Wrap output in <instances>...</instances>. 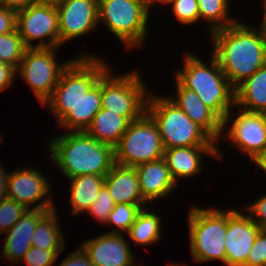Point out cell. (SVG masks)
<instances>
[{
    "label": "cell",
    "instance_id": "obj_45",
    "mask_svg": "<svg viewBox=\"0 0 266 266\" xmlns=\"http://www.w3.org/2000/svg\"><path fill=\"white\" fill-rule=\"evenodd\" d=\"M172 1H174V0H155L154 4H155V3H158V4L162 3L163 5H164V4H165V5H166V4L169 5V3L172 2Z\"/></svg>",
    "mask_w": 266,
    "mask_h": 266
},
{
    "label": "cell",
    "instance_id": "obj_5",
    "mask_svg": "<svg viewBox=\"0 0 266 266\" xmlns=\"http://www.w3.org/2000/svg\"><path fill=\"white\" fill-rule=\"evenodd\" d=\"M109 69L94 55L75 57L63 70L52 96L44 103L60 121Z\"/></svg>",
    "mask_w": 266,
    "mask_h": 266
},
{
    "label": "cell",
    "instance_id": "obj_37",
    "mask_svg": "<svg viewBox=\"0 0 266 266\" xmlns=\"http://www.w3.org/2000/svg\"><path fill=\"white\" fill-rule=\"evenodd\" d=\"M17 30V13L5 7L0 8V35Z\"/></svg>",
    "mask_w": 266,
    "mask_h": 266
},
{
    "label": "cell",
    "instance_id": "obj_41",
    "mask_svg": "<svg viewBox=\"0 0 266 266\" xmlns=\"http://www.w3.org/2000/svg\"><path fill=\"white\" fill-rule=\"evenodd\" d=\"M8 174L0 165V201L7 197V178Z\"/></svg>",
    "mask_w": 266,
    "mask_h": 266
},
{
    "label": "cell",
    "instance_id": "obj_27",
    "mask_svg": "<svg viewBox=\"0 0 266 266\" xmlns=\"http://www.w3.org/2000/svg\"><path fill=\"white\" fill-rule=\"evenodd\" d=\"M161 219L149 209L142 208L131 228L127 231L129 236L135 243L139 245H150L160 240Z\"/></svg>",
    "mask_w": 266,
    "mask_h": 266
},
{
    "label": "cell",
    "instance_id": "obj_30",
    "mask_svg": "<svg viewBox=\"0 0 266 266\" xmlns=\"http://www.w3.org/2000/svg\"><path fill=\"white\" fill-rule=\"evenodd\" d=\"M142 208H146V205H134L124 203L115 204L114 209L109 214V218L106 224L113 226L115 225L116 228L107 233H127Z\"/></svg>",
    "mask_w": 266,
    "mask_h": 266
},
{
    "label": "cell",
    "instance_id": "obj_34",
    "mask_svg": "<svg viewBox=\"0 0 266 266\" xmlns=\"http://www.w3.org/2000/svg\"><path fill=\"white\" fill-rule=\"evenodd\" d=\"M63 250H44L39 247L31 246L29 251L22 258V263L27 266H53L57 257Z\"/></svg>",
    "mask_w": 266,
    "mask_h": 266
},
{
    "label": "cell",
    "instance_id": "obj_14",
    "mask_svg": "<svg viewBox=\"0 0 266 266\" xmlns=\"http://www.w3.org/2000/svg\"><path fill=\"white\" fill-rule=\"evenodd\" d=\"M261 230L248 215L236 209L227 211L225 265L245 266L252 245Z\"/></svg>",
    "mask_w": 266,
    "mask_h": 266
},
{
    "label": "cell",
    "instance_id": "obj_4",
    "mask_svg": "<svg viewBox=\"0 0 266 266\" xmlns=\"http://www.w3.org/2000/svg\"><path fill=\"white\" fill-rule=\"evenodd\" d=\"M147 113L157 124L165 149L189 146H216V141L193 122L169 97L150 95Z\"/></svg>",
    "mask_w": 266,
    "mask_h": 266
},
{
    "label": "cell",
    "instance_id": "obj_20",
    "mask_svg": "<svg viewBox=\"0 0 266 266\" xmlns=\"http://www.w3.org/2000/svg\"><path fill=\"white\" fill-rule=\"evenodd\" d=\"M135 169L141 194L149 205L158 198L166 197L177 186L164 157L138 165Z\"/></svg>",
    "mask_w": 266,
    "mask_h": 266
},
{
    "label": "cell",
    "instance_id": "obj_32",
    "mask_svg": "<svg viewBox=\"0 0 266 266\" xmlns=\"http://www.w3.org/2000/svg\"><path fill=\"white\" fill-rule=\"evenodd\" d=\"M115 201L109 193V190L105 184L100 189L95 202L89 207L87 213H90L97 221L106 223L109 218V214L114 209Z\"/></svg>",
    "mask_w": 266,
    "mask_h": 266
},
{
    "label": "cell",
    "instance_id": "obj_26",
    "mask_svg": "<svg viewBox=\"0 0 266 266\" xmlns=\"http://www.w3.org/2000/svg\"><path fill=\"white\" fill-rule=\"evenodd\" d=\"M56 209L50 210L37 224L31 244L44 250H64L65 239L59 229Z\"/></svg>",
    "mask_w": 266,
    "mask_h": 266
},
{
    "label": "cell",
    "instance_id": "obj_1",
    "mask_svg": "<svg viewBox=\"0 0 266 266\" xmlns=\"http://www.w3.org/2000/svg\"><path fill=\"white\" fill-rule=\"evenodd\" d=\"M256 28L237 21L211 34L213 55L234 88L266 64V38Z\"/></svg>",
    "mask_w": 266,
    "mask_h": 266
},
{
    "label": "cell",
    "instance_id": "obj_15",
    "mask_svg": "<svg viewBox=\"0 0 266 266\" xmlns=\"http://www.w3.org/2000/svg\"><path fill=\"white\" fill-rule=\"evenodd\" d=\"M227 131L228 140L252 160L266 149V114L239 109Z\"/></svg>",
    "mask_w": 266,
    "mask_h": 266
},
{
    "label": "cell",
    "instance_id": "obj_7",
    "mask_svg": "<svg viewBox=\"0 0 266 266\" xmlns=\"http://www.w3.org/2000/svg\"><path fill=\"white\" fill-rule=\"evenodd\" d=\"M150 7L144 0H98V17L126 49L136 48L147 36Z\"/></svg>",
    "mask_w": 266,
    "mask_h": 266
},
{
    "label": "cell",
    "instance_id": "obj_29",
    "mask_svg": "<svg viewBox=\"0 0 266 266\" xmlns=\"http://www.w3.org/2000/svg\"><path fill=\"white\" fill-rule=\"evenodd\" d=\"M26 50L18 30L0 35V60L5 64L18 68Z\"/></svg>",
    "mask_w": 266,
    "mask_h": 266
},
{
    "label": "cell",
    "instance_id": "obj_33",
    "mask_svg": "<svg viewBox=\"0 0 266 266\" xmlns=\"http://www.w3.org/2000/svg\"><path fill=\"white\" fill-rule=\"evenodd\" d=\"M175 18L182 24H192L200 20L197 0H174L170 2Z\"/></svg>",
    "mask_w": 266,
    "mask_h": 266
},
{
    "label": "cell",
    "instance_id": "obj_47",
    "mask_svg": "<svg viewBox=\"0 0 266 266\" xmlns=\"http://www.w3.org/2000/svg\"><path fill=\"white\" fill-rule=\"evenodd\" d=\"M167 266H186V265H182V264H176V263H175V264H174V263H173V264H171V263H170V264H168Z\"/></svg>",
    "mask_w": 266,
    "mask_h": 266
},
{
    "label": "cell",
    "instance_id": "obj_44",
    "mask_svg": "<svg viewBox=\"0 0 266 266\" xmlns=\"http://www.w3.org/2000/svg\"><path fill=\"white\" fill-rule=\"evenodd\" d=\"M38 1L43 3L58 4L62 0H38Z\"/></svg>",
    "mask_w": 266,
    "mask_h": 266
},
{
    "label": "cell",
    "instance_id": "obj_36",
    "mask_svg": "<svg viewBox=\"0 0 266 266\" xmlns=\"http://www.w3.org/2000/svg\"><path fill=\"white\" fill-rule=\"evenodd\" d=\"M245 210L249 212L248 216L262 229H266V195L249 204Z\"/></svg>",
    "mask_w": 266,
    "mask_h": 266
},
{
    "label": "cell",
    "instance_id": "obj_2",
    "mask_svg": "<svg viewBox=\"0 0 266 266\" xmlns=\"http://www.w3.org/2000/svg\"><path fill=\"white\" fill-rule=\"evenodd\" d=\"M48 144L50 160L68 179L86 174L105 176L115 164L114 147L85 131L63 134Z\"/></svg>",
    "mask_w": 266,
    "mask_h": 266
},
{
    "label": "cell",
    "instance_id": "obj_23",
    "mask_svg": "<svg viewBox=\"0 0 266 266\" xmlns=\"http://www.w3.org/2000/svg\"><path fill=\"white\" fill-rule=\"evenodd\" d=\"M235 107L266 114V64L235 88Z\"/></svg>",
    "mask_w": 266,
    "mask_h": 266
},
{
    "label": "cell",
    "instance_id": "obj_21",
    "mask_svg": "<svg viewBox=\"0 0 266 266\" xmlns=\"http://www.w3.org/2000/svg\"><path fill=\"white\" fill-rule=\"evenodd\" d=\"M104 184L116 204L146 205L148 203L141 194L135 167L115 163L105 175Z\"/></svg>",
    "mask_w": 266,
    "mask_h": 266
},
{
    "label": "cell",
    "instance_id": "obj_12",
    "mask_svg": "<svg viewBox=\"0 0 266 266\" xmlns=\"http://www.w3.org/2000/svg\"><path fill=\"white\" fill-rule=\"evenodd\" d=\"M49 182L34 168L16 169L8 174L7 197L16 200L27 209H55L54 202L48 196L52 190ZM35 203L37 205L34 206Z\"/></svg>",
    "mask_w": 266,
    "mask_h": 266
},
{
    "label": "cell",
    "instance_id": "obj_18",
    "mask_svg": "<svg viewBox=\"0 0 266 266\" xmlns=\"http://www.w3.org/2000/svg\"><path fill=\"white\" fill-rule=\"evenodd\" d=\"M53 209H28L5 234L3 256L9 262H18L32 246L31 240L38 222ZM18 260V261H17Z\"/></svg>",
    "mask_w": 266,
    "mask_h": 266
},
{
    "label": "cell",
    "instance_id": "obj_13",
    "mask_svg": "<svg viewBox=\"0 0 266 266\" xmlns=\"http://www.w3.org/2000/svg\"><path fill=\"white\" fill-rule=\"evenodd\" d=\"M56 8L60 46L70 39L91 33L98 26V0H62Z\"/></svg>",
    "mask_w": 266,
    "mask_h": 266
},
{
    "label": "cell",
    "instance_id": "obj_28",
    "mask_svg": "<svg viewBox=\"0 0 266 266\" xmlns=\"http://www.w3.org/2000/svg\"><path fill=\"white\" fill-rule=\"evenodd\" d=\"M197 2L200 19L210 23L211 33L237 22V19L229 18L228 0H197Z\"/></svg>",
    "mask_w": 266,
    "mask_h": 266
},
{
    "label": "cell",
    "instance_id": "obj_48",
    "mask_svg": "<svg viewBox=\"0 0 266 266\" xmlns=\"http://www.w3.org/2000/svg\"><path fill=\"white\" fill-rule=\"evenodd\" d=\"M4 7V0H0V8Z\"/></svg>",
    "mask_w": 266,
    "mask_h": 266
},
{
    "label": "cell",
    "instance_id": "obj_11",
    "mask_svg": "<svg viewBox=\"0 0 266 266\" xmlns=\"http://www.w3.org/2000/svg\"><path fill=\"white\" fill-rule=\"evenodd\" d=\"M17 30L27 48H59L56 4L37 2L17 12ZM39 39L38 44H33Z\"/></svg>",
    "mask_w": 266,
    "mask_h": 266
},
{
    "label": "cell",
    "instance_id": "obj_3",
    "mask_svg": "<svg viewBox=\"0 0 266 266\" xmlns=\"http://www.w3.org/2000/svg\"><path fill=\"white\" fill-rule=\"evenodd\" d=\"M187 52L184 69L175 77L188 89L193 90L200 100L222 121L223 130L231 119V108H235V88L223 73L217 58L212 54L209 65L198 56Z\"/></svg>",
    "mask_w": 266,
    "mask_h": 266
},
{
    "label": "cell",
    "instance_id": "obj_35",
    "mask_svg": "<svg viewBox=\"0 0 266 266\" xmlns=\"http://www.w3.org/2000/svg\"><path fill=\"white\" fill-rule=\"evenodd\" d=\"M245 266H266V229L256 237Z\"/></svg>",
    "mask_w": 266,
    "mask_h": 266
},
{
    "label": "cell",
    "instance_id": "obj_31",
    "mask_svg": "<svg viewBox=\"0 0 266 266\" xmlns=\"http://www.w3.org/2000/svg\"><path fill=\"white\" fill-rule=\"evenodd\" d=\"M28 209L11 198L0 201V233L4 234L25 214Z\"/></svg>",
    "mask_w": 266,
    "mask_h": 266
},
{
    "label": "cell",
    "instance_id": "obj_10",
    "mask_svg": "<svg viewBox=\"0 0 266 266\" xmlns=\"http://www.w3.org/2000/svg\"><path fill=\"white\" fill-rule=\"evenodd\" d=\"M55 47L27 48L17 68L22 79L32 88L38 101L44 103L52 96L63 70L73 60L64 64L56 62Z\"/></svg>",
    "mask_w": 266,
    "mask_h": 266
},
{
    "label": "cell",
    "instance_id": "obj_17",
    "mask_svg": "<svg viewBox=\"0 0 266 266\" xmlns=\"http://www.w3.org/2000/svg\"><path fill=\"white\" fill-rule=\"evenodd\" d=\"M175 80L177 97H169L170 100L183 110L193 122L201 126L216 142L220 140V137L224 139L223 121L200 100L193 90L186 88L176 77Z\"/></svg>",
    "mask_w": 266,
    "mask_h": 266
},
{
    "label": "cell",
    "instance_id": "obj_8",
    "mask_svg": "<svg viewBox=\"0 0 266 266\" xmlns=\"http://www.w3.org/2000/svg\"><path fill=\"white\" fill-rule=\"evenodd\" d=\"M110 68L101 76V108L110 110L131 122L147 112L149 94L138 71L113 76ZM147 94V95H146Z\"/></svg>",
    "mask_w": 266,
    "mask_h": 266
},
{
    "label": "cell",
    "instance_id": "obj_22",
    "mask_svg": "<svg viewBox=\"0 0 266 266\" xmlns=\"http://www.w3.org/2000/svg\"><path fill=\"white\" fill-rule=\"evenodd\" d=\"M101 109V78L87 91L79 102L58 122L70 132L86 131Z\"/></svg>",
    "mask_w": 266,
    "mask_h": 266
},
{
    "label": "cell",
    "instance_id": "obj_38",
    "mask_svg": "<svg viewBox=\"0 0 266 266\" xmlns=\"http://www.w3.org/2000/svg\"><path fill=\"white\" fill-rule=\"evenodd\" d=\"M68 255L59 266H94L81 247Z\"/></svg>",
    "mask_w": 266,
    "mask_h": 266
},
{
    "label": "cell",
    "instance_id": "obj_39",
    "mask_svg": "<svg viewBox=\"0 0 266 266\" xmlns=\"http://www.w3.org/2000/svg\"><path fill=\"white\" fill-rule=\"evenodd\" d=\"M16 73V67L5 64L0 60V92L5 91L7 87L11 86Z\"/></svg>",
    "mask_w": 266,
    "mask_h": 266
},
{
    "label": "cell",
    "instance_id": "obj_25",
    "mask_svg": "<svg viewBox=\"0 0 266 266\" xmlns=\"http://www.w3.org/2000/svg\"><path fill=\"white\" fill-rule=\"evenodd\" d=\"M104 177L102 175L86 174L71 178V196L70 202L72 206V213L80 214L87 212L89 207L95 202L104 184Z\"/></svg>",
    "mask_w": 266,
    "mask_h": 266
},
{
    "label": "cell",
    "instance_id": "obj_19",
    "mask_svg": "<svg viewBox=\"0 0 266 266\" xmlns=\"http://www.w3.org/2000/svg\"><path fill=\"white\" fill-rule=\"evenodd\" d=\"M204 154L221 160L223 157L217 146H189L165 149L164 159L167 162L171 177L178 184L180 178L198 175L201 171Z\"/></svg>",
    "mask_w": 266,
    "mask_h": 266
},
{
    "label": "cell",
    "instance_id": "obj_49",
    "mask_svg": "<svg viewBox=\"0 0 266 266\" xmlns=\"http://www.w3.org/2000/svg\"><path fill=\"white\" fill-rule=\"evenodd\" d=\"M263 7H266V0H263Z\"/></svg>",
    "mask_w": 266,
    "mask_h": 266
},
{
    "label": "cell",
    "instance_id": "obj_43",
    "mask_svg": "<svg viewBox=\"0 0 266 266\" xmlns=\"http://www.w3.org/2000/svg\"><path fill=\"white\" fill-rule=\"evenodd\" d=\"M261 26L259 27L261 33L265 36L266 38V7L263 8V15H262V20H261Z\"/></svg>",
    "mask_w": 266,
    "mask_h": 266
},
{
    "label": "cell",
    "instance_id": "obj_6",
    "mask_svg": "<svg viewBox=\"0 0 266 266\" xmlns=\"http://www.w3.org/2000/svg\"><path fill=\"white\" fill-rule=\"evenodd\" d=\"M193 261L221 260L225 264L227 210L192 206L188 214Z\"/></svg>",
    "mask_w": 266,
    "mask_h": 266
},
{
    "label": "cell",
    "instance_id": "obj_9",
    "mask_svg": "<svg viewBox=\"0 0 266 266\" xmlns=\"http://www.w3.org/2000/svg\"><path fill=\"white\" fill-rule=\"evenodd\" d=\"M164 152L159 128L147 112L129 124L114 147L115 163L129 167L158 160Z\"/></svg>",
    "mask_w": 266,
    "mask_h": 266
},
{
    "label": "cell",
    "instance_id": "obj_46",
    "mask_svg": "<svg viewBox=\"0 0 266 266\" xmlns=\"http://www.w3.org/2000/svg\"><path fill=\"white\" fill-rule=\"evenodd\" d=\"M145 2H147L151 7L152 4H154L155 0H144Z\"/></svg>",
    "mask_w": 266,
    "mask_h": 266
},
{
    "label": "cell",
    "instance_id": "obj_42",
    "mask_svg": "<svg viewBox=\"0 0 266 266\" xmlns=\"http://www.w3.org/2000/svg\"><path fill=\"white\" fill-rule=\"evenodd\" d=\"M252 161L266 172V149L259 153Z\"/></svg>",
    "mask_w": 266,
    "mask_h": 266
},
{
    "label": "cell",
    "instance_id": "obj_16",
    "mask_svg": "<svg viewBox=\"0 0 266 266\" xmlns=\"http://www.w3.org/2000/svg\"><path fill=\"white\" fill-rule=\"evenodd\" d=\"M124 234L104 233L80 246L94 266H136Z\"/></svg>",
    "mask_w": 266,
    "mask_h": 266
},
{
    "label": "cell",
    "instance_id": "obj_40",
    "mask_svg": "<svg viewBox=\"0 0 266 266\" xmlns=\"http://www.w3.org/2000/svg\"><path fill=\"white\" fill-rule=\"evenodd\" d=\"M39 2L38 0H4V7L15 11H22L32 4Z\"/></svg>",
    "mask_w": 266,
    "mask_h": 266
},
{
    "label": "cell",
    "instance_id": "obj_24",
    "mask_svg": "<svg viewBox=\"0 0 266 266\" xmlns=\"http://www.w3.org/2000/svg\"><path fill=\"white\" fill-rule=\"evenodd\" d=\"M130 123L127 117L101 108L85 132L98 142L115 147Z\"/></svg>",
    "mask_w": 266,
    "mask_h": 266
}]
</instances>
